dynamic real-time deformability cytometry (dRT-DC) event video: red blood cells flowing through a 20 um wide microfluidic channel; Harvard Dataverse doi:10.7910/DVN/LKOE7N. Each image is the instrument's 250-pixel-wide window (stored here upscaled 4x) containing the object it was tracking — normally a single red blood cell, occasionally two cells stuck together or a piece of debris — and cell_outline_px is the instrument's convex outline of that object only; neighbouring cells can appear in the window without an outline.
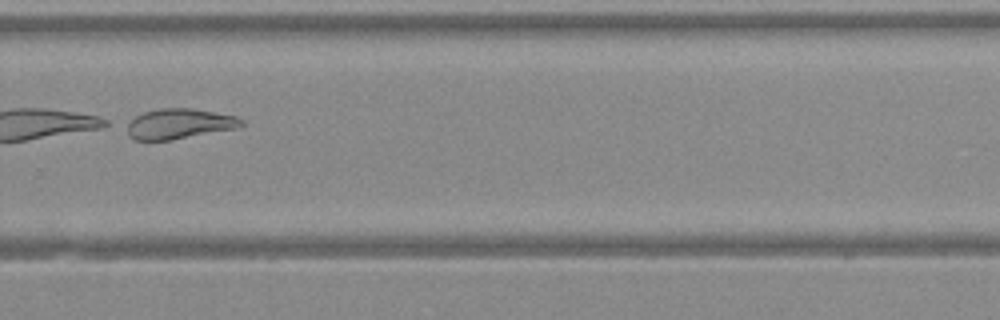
{"species": "Egyptian fruit bat (a non-hibernating species)", "species_latin": "Rousettus aegyptiacus", "temperature_condition": "warm", "stored_images_in_passage": 42, "camera_frame_rate_fps": 3000, "um_per_image_px": 0.085, "animal": {"sex": "female"}, "frame": {"image": 1, "passage_image": 30, "time_ms": 9.667, "image_size_px": [1000, 320], "cell_outline_px": [[244, 124], [236, 128], [172, 140], [136, 140], [128, 136], [124, 124], [136, 116], [144, 112], [160, 108], [188, 108], [236, 116], [244, 120]], "centroid_in_image_um": [15.18, 10.53], "position_along_channel_um": 314.6, "area_um2": 20.17}}